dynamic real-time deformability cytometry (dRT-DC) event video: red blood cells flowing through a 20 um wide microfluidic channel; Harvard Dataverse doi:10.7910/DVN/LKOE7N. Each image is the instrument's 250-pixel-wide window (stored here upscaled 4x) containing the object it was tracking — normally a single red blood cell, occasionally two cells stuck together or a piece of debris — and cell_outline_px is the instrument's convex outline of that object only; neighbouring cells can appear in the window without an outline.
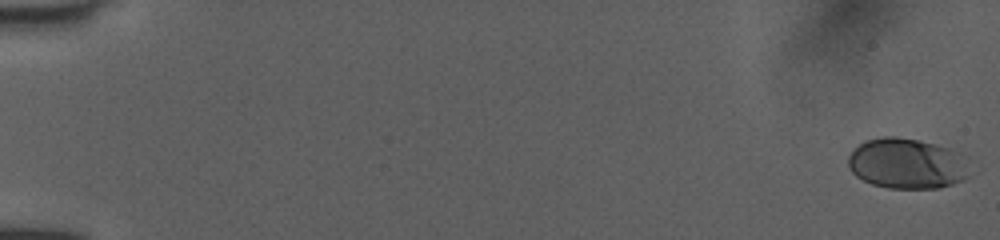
{"species": "human", "species_latin": "Homo sapiens", "temperature_condition": "room temperature", "stored_images_in_passage": 52, "camera_frame_rate_fps": 3000, "um_per_image_px": 0.085, "donor": {"sex": "female"}, "frame": {"image": 1, "passage_image": 1, "time_ms": 0.0, "image_size_px": [1000, 240], "cell_outline_px": [[968, 176], [952, 184], [936, 188], [888, 188], [872, 184], [856, 176], [848, 168], [848, 156], [864, 140], [880, 136], [896, 136], [916, 140], [948, 148], [960, 152], [968, 156]], "centroid_in_image_um": [77.09, 13.89], "position_along_channel_um": 7.9, "area_um2": 35.84}}
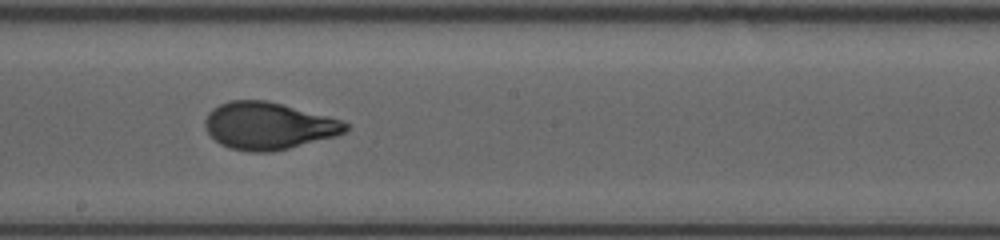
{"frame": {"image": 2, "passage_image": 31, "time_ms": 10.0, "image_size_px": [1000, 240], "cell_outline_px": [[352, 128], [336, 136], [272, 152], [248, 152], [228, 148], [220, 144], [204, 128], [204, 120], [208, 112], [212, 108], [228, 100], [268, 100], [344, 120], [352, 124]], "centroid_in_image_um": [22.84, 10.69], "position_along_channel_um": 225.4, "area_um2": 39.13}}
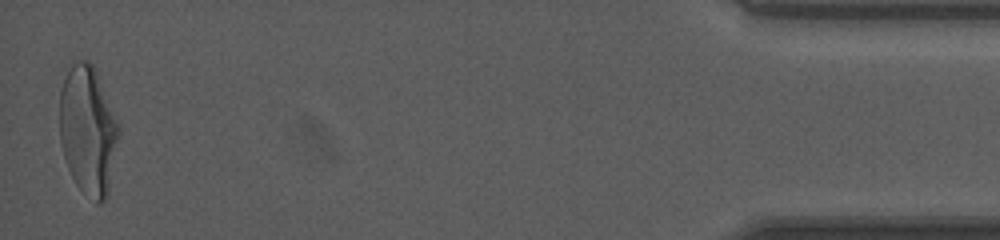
{"frame": {"image": 3, "passage_image": 52, "time_ms": 17.0, "image_size_px": [1000, 240], "cell_outline_px": [[120, 132], [108, 196], [100, 204], [96, 204], [76, 184], [68, 168], [60, 144], [60, 92], [64, 80], [72, 64], [80, 60], [88, 60], [92, 64], [96, 72], [120, 124]], "centroid_in_image_um": [7.5, 11.12], "position_along_channel_um": 427.7, "area_um2": 44.45}, "authors_computed_cell_mechanics": {"area_um2": 38.148, "velocity_mm_per_s": 4.0407, "shape_relaxation_time_tau1_ms": 3.9712, "shape_relaxation_time_tau2_ms": null, "deformation_change_tau1": 0.1662, "deformation_change_tau2": null}}